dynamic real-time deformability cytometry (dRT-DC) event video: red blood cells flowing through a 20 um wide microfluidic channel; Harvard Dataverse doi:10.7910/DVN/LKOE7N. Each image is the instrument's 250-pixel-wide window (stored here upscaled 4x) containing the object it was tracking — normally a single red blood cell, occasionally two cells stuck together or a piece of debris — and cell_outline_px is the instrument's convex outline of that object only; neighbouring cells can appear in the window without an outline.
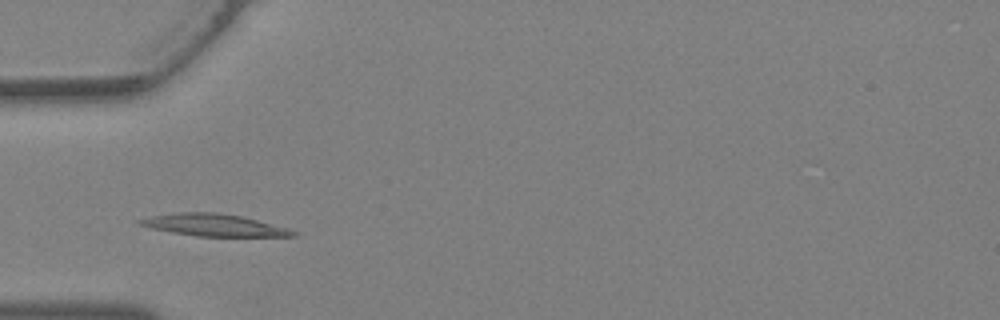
{"species": "Egyptian fruit bat (a non-hibernating species)", "species_latin": "Rousettus aegyptiacus", "temperature_condition": "warm", "stored_images_in_passage": 8, "camera_frame_rate_fps": 3000, "um_per_image_px": 0.085, "animal": {"sex": "female"}, "frame": {"image": 1, "passage_image": 7, "time_ms": 2.0, "image_size_px": [1000, 320], "cell_outline_px": [[304, 236], [196, 236], [172, 232], [152, 228], [136, 224], [136, 220], [152, 216], [180, 212], [212, 212], [240, 216], [292, 228], [304, 232]], "centroid_in_image_um": [18.32, 19.14], "position_along_channel_um": 66.7, "area_um2": 19.94}}